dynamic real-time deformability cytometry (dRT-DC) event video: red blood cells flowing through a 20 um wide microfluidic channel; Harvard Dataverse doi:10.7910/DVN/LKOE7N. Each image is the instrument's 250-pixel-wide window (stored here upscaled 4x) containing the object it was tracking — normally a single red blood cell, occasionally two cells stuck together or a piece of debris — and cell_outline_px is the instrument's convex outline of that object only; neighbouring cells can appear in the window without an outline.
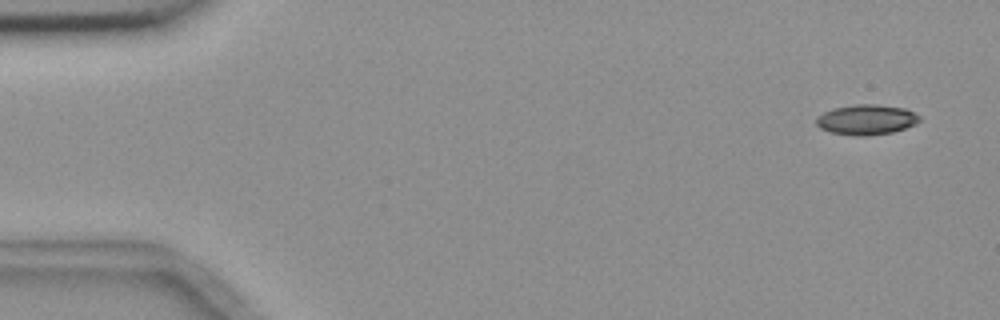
{"species": "common noctule bat (a hibernating species)", "species_latin": "Nyctalus noctula", "temperature_condition": "room temperature", "stored_images_in_passage": 6, "camera_frame_rate_fps": 3000, "um_per_image_px": 0.085, "animal": {"sex": "female", "body_mass_g": 18.4}, "frame": {"image": 1, "passage_image": 1, "time_ms": 0.0, "image_size_px": [1000, 320], "cell_outline_px": [[920, 120], [916, 124], [892, 132], [868, 136], [856, 136], [832, 132], [820, 128], [816, 124], [816, 116], [832, 108], [856, 104], [876, 104], [904, 108], [920, 116]], "centroid_in_image_um": [73.62, 10.17], "position_along_channel_um": 11.4, "area_um2": 18.15}}